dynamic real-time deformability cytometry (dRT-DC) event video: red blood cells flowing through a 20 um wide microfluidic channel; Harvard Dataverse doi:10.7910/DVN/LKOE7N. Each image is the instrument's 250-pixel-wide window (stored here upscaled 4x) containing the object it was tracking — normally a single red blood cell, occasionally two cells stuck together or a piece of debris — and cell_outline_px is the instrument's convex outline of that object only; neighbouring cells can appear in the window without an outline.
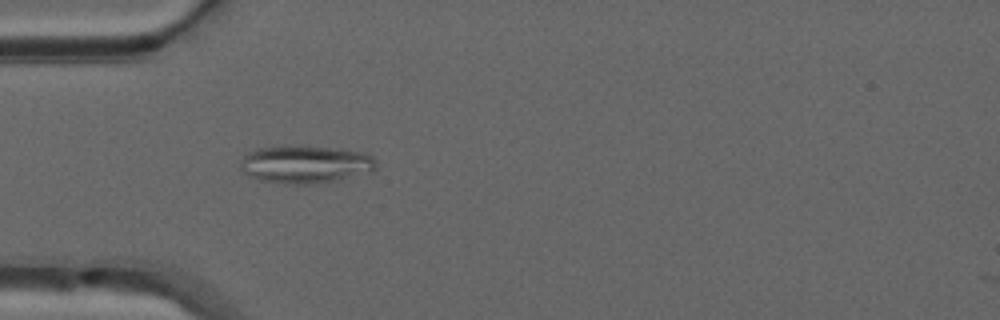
{"species": "common noctule bat (a hibernating species)", "species_latin": "Nyctalus noctula", "temperature_condition": "warm", "stored_images_in_passage": 51, "camera_frame_rate_fps": 3000, "um_per_image_px": 0.085, "animal": {"sex": "male", "forearm_length_mm": 52.5}, "frame": {"image": 1, "passage_image": 16, "time_ms": 5.0, "image_size_px": [1000, 320], "cell_outline_px": [[376, 164], [372, 172], [328, 184], [284, 184], [260, 180], [248, 176], [240, 168], [240, 164], [244, 156], [248, 152], [256, 148], [340, 148], [360, 152], [372, 156], [376, 160]], "centroid_in_image_um": [26.01, 14.03], "position_along_channel_um": 59.0, "area_um2": 29.71}}
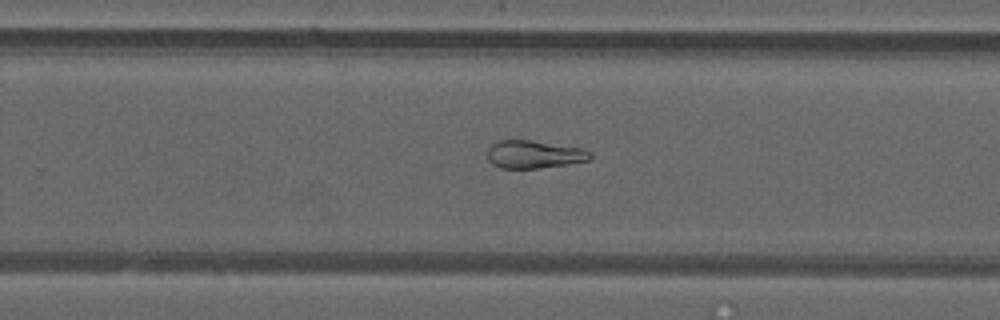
{"frame": {"image": 2, "passage_image": 33, "time_ms": 10.667, "image_size_px": [1000, 320], "cell_outline_px": [[592, 156], [588, 160], [564, 164], [536, 168], [500, 168], [492, 164], [488, 160], [488, 148], [496, 140], [532, 140], [580, 148], [592, 152]], "centroid_in_image_um": [45.35, 13.11], "position_along_channel_um": 284.5, "area_um2": 16.53}}
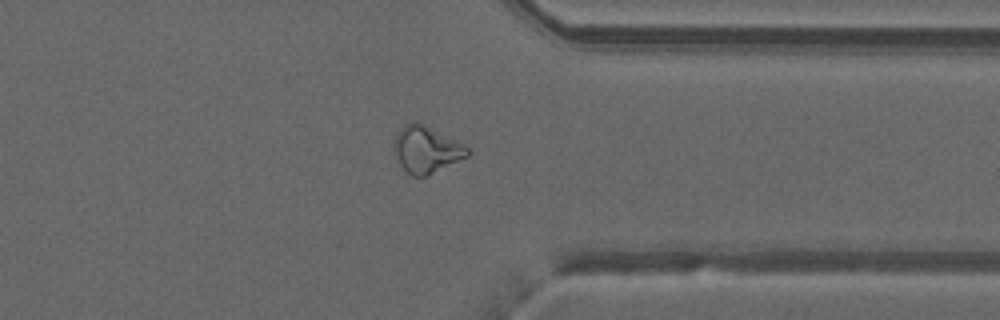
{"frame": {"image": 3, "passage_image": 40, "time_ms": 13.0, "image_size_px": [1000, 320], "cell_outline_px": [[472, 152], [468, 156], [424, 176], [412, 176], [404, 172], [392, 148], [396, 136], [400, 128], [408, 120], [416, 120], [424, 124], [468, 148]], "centroid_in_image_um": [36.17, 12.69], "position_along_channel_um": 375.2, "area_um2": 19.77}, "authors_computed_cell_mechanics": {"area_um2": 22.1952, "velocity_mm_per_s": 4.0467, "shape_relaxation_time_tau1_ms": null, "shape_relaxation_time_tau2_ms": 2.3869, "deformation_change_tau1": null, "deformation_change_tau2": 0.0604}}